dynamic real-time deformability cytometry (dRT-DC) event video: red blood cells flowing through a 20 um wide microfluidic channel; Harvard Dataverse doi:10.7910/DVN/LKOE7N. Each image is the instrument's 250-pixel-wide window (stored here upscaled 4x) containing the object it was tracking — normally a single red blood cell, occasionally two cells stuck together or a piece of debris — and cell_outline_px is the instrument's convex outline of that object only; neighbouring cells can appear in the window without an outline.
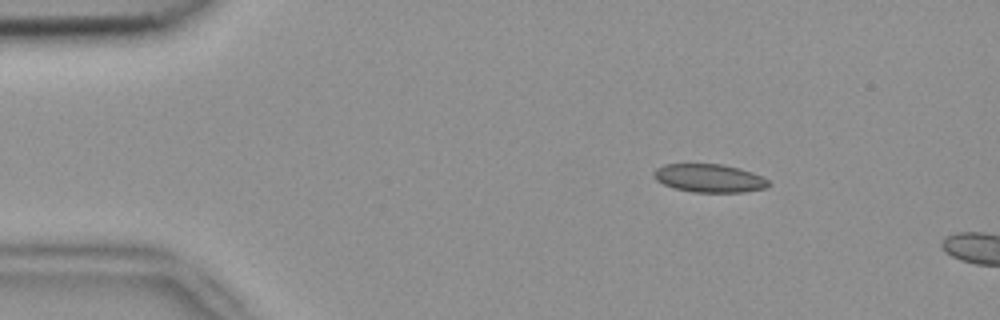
{"species": "common noctule bat (a hibernating species)", "species_latin": "Nyctalus noctula", "temperature_condition": "room temperature", "stored_images_in_passage": 2, "camera_frame_rate_fps": 3000, "um_per_image_px": 0.085, "animal": {"sex": "female", "body_mass_g": 18.4}, "frame": {"image": 1, "passage_image": 1, "time_ms": 0.0, "image_size_px": [1000, 320], "cell_outline_px": [[772, 184], [768, 188], [744, 192], [692, 192], [676, 188], [664, 184], [656, 180], [652, 176], [652, 172], [656, 168], [664, 164], [720, 164], [740, 168], [752, 172], [768, 180]], "centroid_in_image_um": [60.3, 15.14], "position_along_channel_um": 24.7, "area_um2": 19.02}}